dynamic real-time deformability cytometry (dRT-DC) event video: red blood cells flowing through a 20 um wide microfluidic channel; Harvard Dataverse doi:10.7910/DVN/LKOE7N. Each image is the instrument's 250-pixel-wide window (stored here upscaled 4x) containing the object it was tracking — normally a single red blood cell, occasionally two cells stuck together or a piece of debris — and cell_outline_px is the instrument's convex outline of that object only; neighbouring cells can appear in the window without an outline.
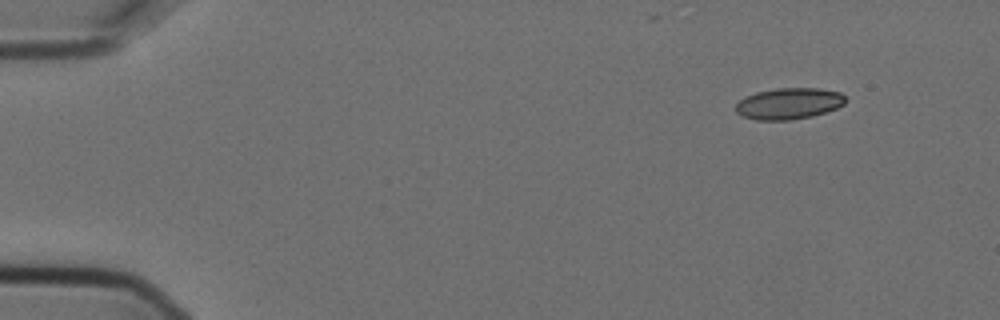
{"species": "Egyptian fruit bat (a non-hibernating species)", "species_latin": "Rousettus aegyptiacus", "temperature_condition": "cold", "stored_images_in_passage": 4, "camera_frame_rate_fps": 3000, "um_per_image_px": 0.085, "animal": {"sex": "female"}, "frame": {"image": 1, "passage_image": 1, "time_ms": 0.0, "image_size_px": [1000, 320], "cell_outline_px": [[844, 104], [836, 108], [812, 116], [788, 120], [756, 120], [744, 116], [736, 112], [736, 104], [740, 100], [756, 92], [776, 88], [820, 88], [840, 92], [844, 96]], "centroid_in_image_um": [67.05, 8.8], "position_along_channel_um": 17.9, "area_um2": 19.83}}